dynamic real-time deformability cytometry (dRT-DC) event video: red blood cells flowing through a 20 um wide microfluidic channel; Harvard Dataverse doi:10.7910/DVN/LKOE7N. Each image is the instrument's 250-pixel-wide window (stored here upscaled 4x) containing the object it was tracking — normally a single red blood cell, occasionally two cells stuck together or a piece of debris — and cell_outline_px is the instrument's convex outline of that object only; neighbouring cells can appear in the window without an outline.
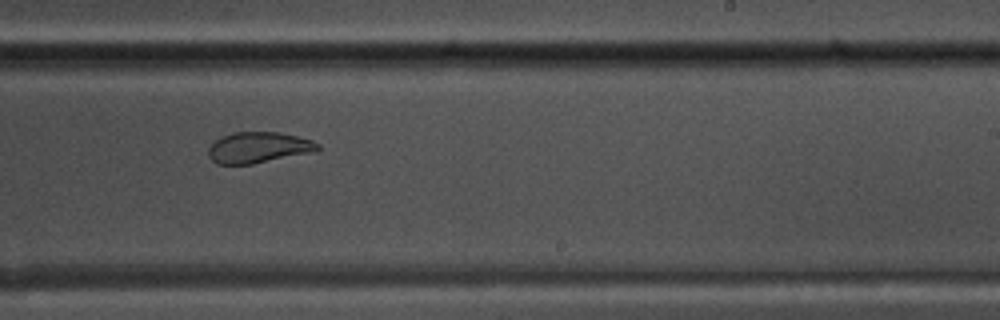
{"species": "common noctule bat (a hibernating species)", "species_latin": "Nyctalus noctula", "temperature_condition": "warm", "stored_images_in_passage": 36, "camera_frame_rate_fps": 3000, "um_per_image_px": 0.085, "animal": {"sex": "male", "body_mass_g": 17.5, "forearm_length_mm": 52.3}, "frame": {"image": 1, "passage_image": 16, "time_ms": 5.0, "image_size_px": [1000, 320], "cell_outline_px": [[320, 148], [308, 152], [252, 164], [216, 164], [208, 156], [208, 148], [220, 136], [232, 132], [276, 132], [296, 136], [312, 140], [320, 144]], "centroid_in_image_um": [21.89, 12.53], "position_along_channel_um": 267.1, "area_um2": 19.42}}